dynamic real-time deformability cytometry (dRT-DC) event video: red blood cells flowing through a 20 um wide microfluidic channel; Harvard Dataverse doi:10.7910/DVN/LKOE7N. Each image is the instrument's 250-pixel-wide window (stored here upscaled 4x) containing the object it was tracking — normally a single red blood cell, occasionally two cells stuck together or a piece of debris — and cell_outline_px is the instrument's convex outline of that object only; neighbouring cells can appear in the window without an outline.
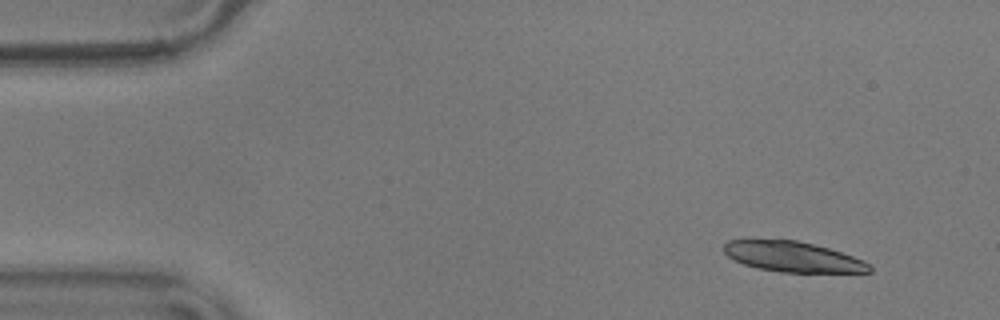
{"species": "common noctule bat (a hibernating species)", "species_latin": "Nyctalus noctula", "temperature_condition": "warm", "stored_images_in_passage": 12, "camera_frame_rate_fps": 3000, "um_per_image_px": 0.085, "animal": {"sex": "male", "body_mass_g": 17.9}, "frame": {"image": 1, "passage_image": 1, "time_ms": 0.0, "image_size_px": [1000, 320], "cell_outline_px": [[872, 272], [780, 272], [760, 268], [744, 264], [728, 256], [724, 252], [724, 244], [728, 240], [796, 240], [828, 248], [864, 260], [872, 268]], "centroid_in_image_um": [67.4, 21.83], "position_along_channel_um": 17.6, "area_um2": 25.32}}